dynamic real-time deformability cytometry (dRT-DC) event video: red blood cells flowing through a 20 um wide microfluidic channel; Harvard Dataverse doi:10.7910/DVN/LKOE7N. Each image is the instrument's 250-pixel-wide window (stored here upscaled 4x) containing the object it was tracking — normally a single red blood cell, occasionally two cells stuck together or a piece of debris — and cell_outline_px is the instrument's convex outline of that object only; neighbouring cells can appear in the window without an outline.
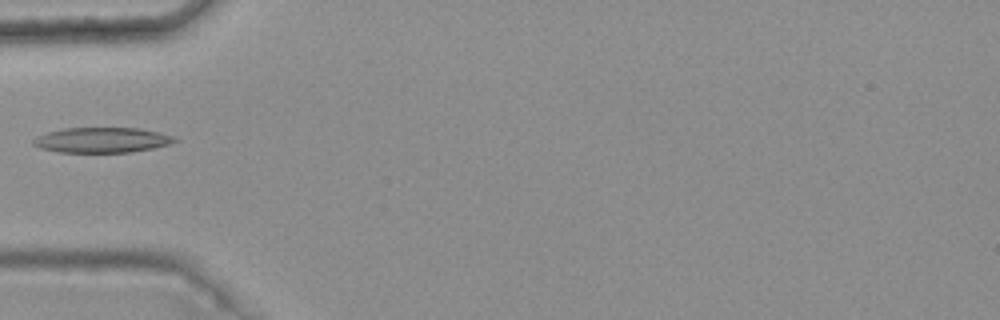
{"species": "common noctule bat (a hibernating species)", "species_latin": "Nyctalus noctula", "temperature_condition": "warm", "stored_images_in_passage": 5, "camera_frame_rate_fps": 3000, "um_per_image_px": 0.085, "animal": {"sex": "female", "body_mass_g": 25.1}, "frame": {"image": 1, "passage_image": 5, "time_ms": 1.333, "image_size_px": [1000, 320], "cell_outline_px": [[180, 140], [168, 144], [152, 148], [132, 152], [60, 152], [40, 148], [32, 144], [32, 140], [36, 136], [48, 132], [64, 128], [140, 128], [176, 136]], "centroid_in_image_um": [8.68, 11.9], "position_along_channel_um": 76.3, "area_um2": 20.81}}